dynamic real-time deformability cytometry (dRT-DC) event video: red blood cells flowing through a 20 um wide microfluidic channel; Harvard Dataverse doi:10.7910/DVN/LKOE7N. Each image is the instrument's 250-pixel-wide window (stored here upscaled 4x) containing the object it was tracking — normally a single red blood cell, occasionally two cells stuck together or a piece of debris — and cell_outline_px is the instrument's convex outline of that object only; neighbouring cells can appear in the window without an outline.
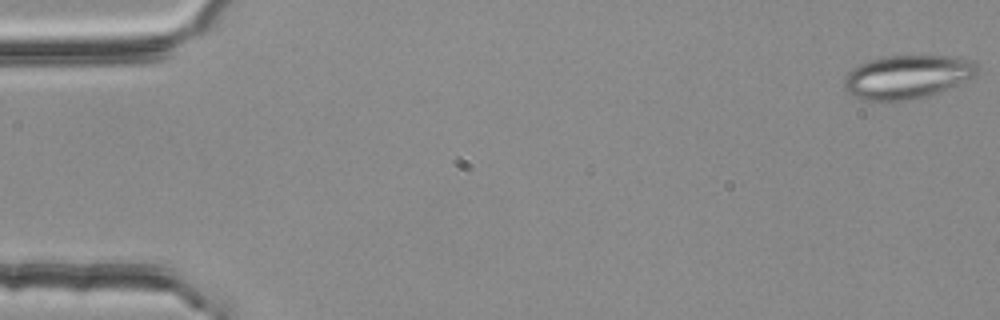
{"species": "common noctule bat (a hibernating species)", "species_latin": "Nyctalus noctula", "temperature_condition": "room temperature", "stored_images_in_passage": 11, "camera_frame_rate_fps": 3000, "um_per_image_px": 0.085, "animal": {"sex": "female", "body_mass_g": 25.1}, "frame": {"image": 1, "passage_image": 1, "time_ms": 0.0, "image_size_px": [1000, 320], "cell_outline_px": [[980, 68], [976, 76], [928, 96], [912, 100], [884, 104], [864, 100], [852, 96], [844, 88], [844, 80], [848, 72], [852, 68], [860, 64], [884, 56], [956, 56], [972, 60]], "centroid_in_image_um": [77.1, 6.57], "position_along_channel_um": 7.9, "area_um2": 34.45}}